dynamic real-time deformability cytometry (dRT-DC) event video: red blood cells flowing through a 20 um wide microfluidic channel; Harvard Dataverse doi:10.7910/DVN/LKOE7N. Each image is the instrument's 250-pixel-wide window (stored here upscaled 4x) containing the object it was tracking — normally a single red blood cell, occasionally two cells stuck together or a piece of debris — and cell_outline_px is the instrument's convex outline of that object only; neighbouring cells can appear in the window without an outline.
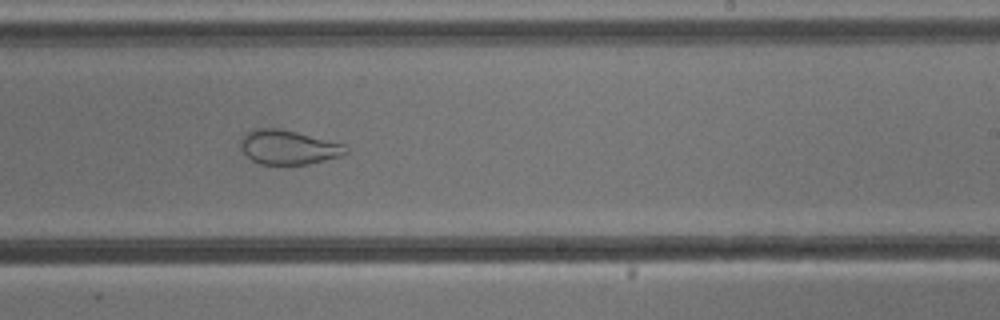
{"species": "common noctule bat (a hibernating species)", "species_latin": "Nyctalus noctula", "temperature_condition": "cold", "stored_images_in_passage": 53, "camera_frame_rate_fps": 3000, "um_per_image_px": 0.085, "animal": {"sex": "male", "body_mass_g": 13.3}, "frame": {"image": 1, "passage_image": 32, "time_ms": 10.333, "image_size_px": [1000, 320], "cell_outline_px": [[348, 152], [340, 156], [308, 164], [260, 164], [252, 160], [244, 152], [240, 144], [240, 140], [252, 128], [276, 128], [296, 132], [344, 144]], "centroid_in_image_um": [24.49, 12.51], "position_along_channel_um": 264.5, "area_um2": 20.69}}
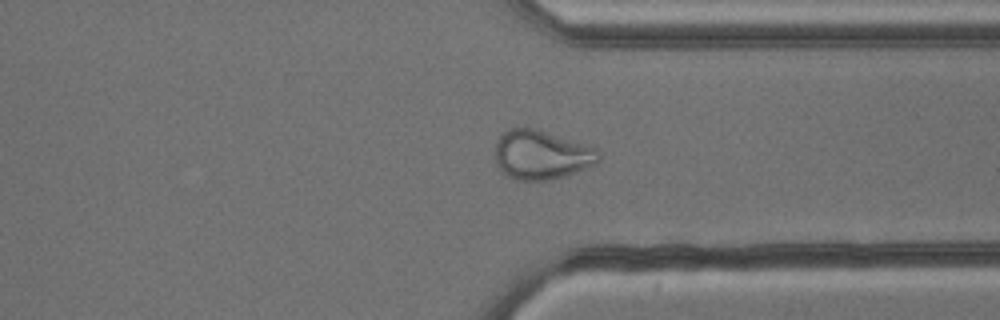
{"frame": {"image": 2, "passage_image": 40, "time_ms": 13.0, "image_size_px": [1000, 320], "cell_outline_px": [[600, 160], [596, 164], [564, 176], [548, 180], [516, 180], [508, 176], [496, 164], [496, 140], [508, 128], [532, 128], [596, 148], [600, 152]], "centroid_in_image_um": [46.01, 13.17], "position_along_channel_um": 365.4, "area_um2": 29.25}}
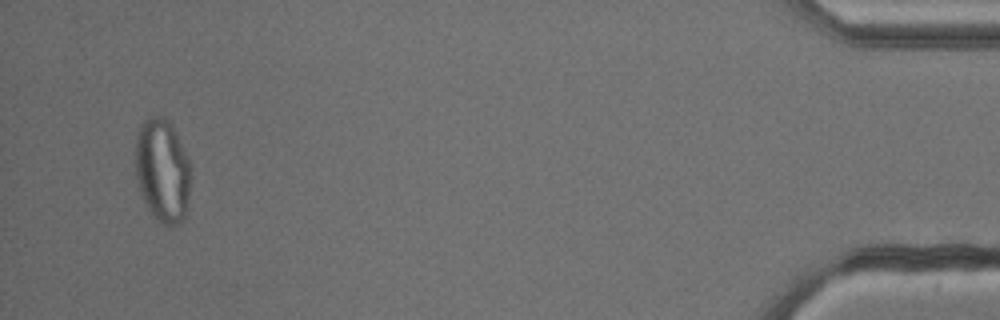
{"frame": {"image": 3, "passage_image": 51, "time_ms": 16.667, "image_size_px": [1000, 320], "cell_outline_px": [[188, 196], [184, 216], [180, 224], [160, 224], [152, 216], [140, 192], [136, 180], [132, 160], [132, 152], [136, 136], [140, 124], [148, 116], [164, 116], [172, 124], [188, 160]], "centroid_in_image_um": [13.71, 14.44], "position_along_channel_um": 421.5, "area_um2": 33.76}}